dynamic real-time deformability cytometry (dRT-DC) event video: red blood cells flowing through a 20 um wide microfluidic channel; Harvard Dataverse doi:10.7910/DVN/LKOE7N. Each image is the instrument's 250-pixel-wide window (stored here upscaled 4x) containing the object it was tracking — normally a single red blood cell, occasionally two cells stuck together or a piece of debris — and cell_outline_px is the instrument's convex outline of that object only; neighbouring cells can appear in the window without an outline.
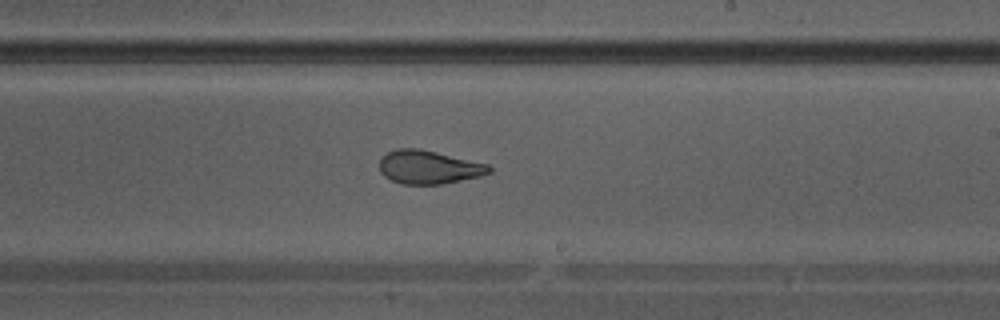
{"species": "Egyptian fruit bat (a non-hibernating species)", "species_latin": "Rousettus aegyptiacus", "temperature_condition": "warm", "stored_images_in_passage": 38, "camera_frame_rate_fps": 3000, "um_per_image_px": 0.085, "animal": {"sex": "male"}, "frame": {"image": 1, "passage_image": 22, "time_ms": 7.0, "image_size_px": [1000, 320], "cell_outline_px": [[492, 172], [480, 176], [440, 184], [404, 184], [392, 180], [384, 176], [380, 172], [380, 160], [388, 152], [396, 148], [416, 148], [436, 152], [488, 164], [492, 168]], "centroid_in_image_um": [36.44, 14.2], "position_along_channel_um": 252.6, "area_um2": 21.15}}